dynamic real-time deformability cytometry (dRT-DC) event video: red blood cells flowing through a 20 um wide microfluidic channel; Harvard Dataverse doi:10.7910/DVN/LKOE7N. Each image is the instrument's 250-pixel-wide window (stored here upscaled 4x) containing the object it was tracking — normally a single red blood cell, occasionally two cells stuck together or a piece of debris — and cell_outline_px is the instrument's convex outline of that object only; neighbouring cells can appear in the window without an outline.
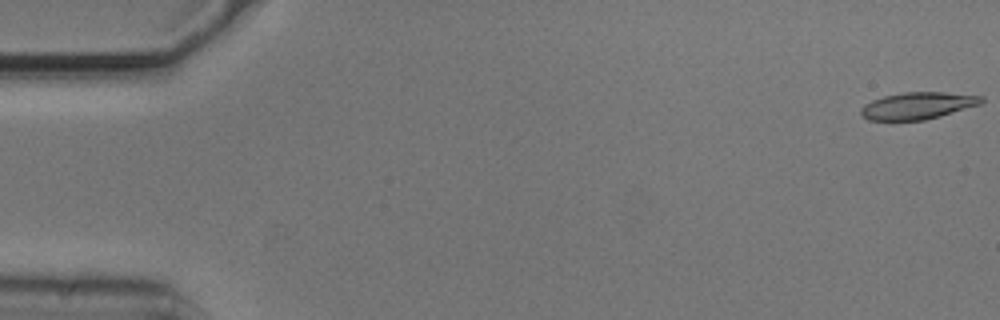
{"species": "common noctule bat (a hibernating species)", "species_latin": "Nyctalus noctula", "temperature_condition": "cold", "stored_images_in_passage": 10, "camera_frame_rate_fps": 3000, "um_per_image_px": 0.085, "animal": {"sex": "male", "body_mass_g": 20.5, "forearm_length_mm": 52.5}, "frame": {"image": 1, "passage_image": 1, "time_ms": 0.0, "image_size_px": [1000, 320], "cell_outline_px": [[984, 100], [980, 104], [940, 116], [924, 120], [868, 120], [860, 112], [860, 108], [864, 104], [872, 100], [884, 96], [904, 92], [944, 92], [984, 96]], "centroid_in_image_um": [78.0, 8.97], "position_along_channel_um": 7.0, "area_um2": 18.84}}